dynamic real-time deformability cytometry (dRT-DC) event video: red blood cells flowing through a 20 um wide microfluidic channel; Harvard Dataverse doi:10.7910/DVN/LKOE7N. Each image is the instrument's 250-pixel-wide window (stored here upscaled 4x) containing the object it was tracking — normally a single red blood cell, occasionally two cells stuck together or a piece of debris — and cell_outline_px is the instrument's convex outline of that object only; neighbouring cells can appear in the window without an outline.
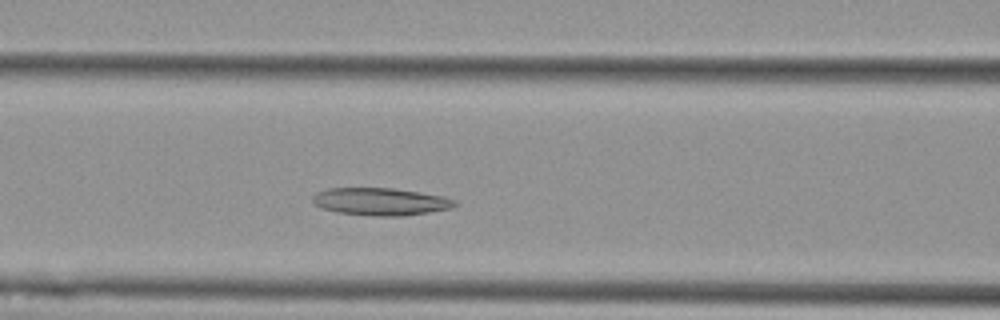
{"species": "Egyptian fruit bat (a non-hibernating species)", "species_latin": "Rousettus aegyptiacus", "temperature_condition": "cold", "stored_images_in_passage": 31, "camera_frame_rate_fps": 3000, "um_per_image_px": 0.085, "animal": {"sex": "female"}, "frame": {"image": 1, "passage_image": 7, "time_ms": 2.0, "image_size_px": [1000, 320], "cell_outline_px": [[460, 204], [452, 208], [404, 216], [372, 216], [336, 212], [320, 208], [312, 200], [312, 196], [316, 192], [328, 188], [392, 188], [420, 192], [444, 196], [456, 200]], "centroid_in_image_um": [32.36, 17.14], "position_along_channel_um": 134.2, "area_um2": 23.0}}
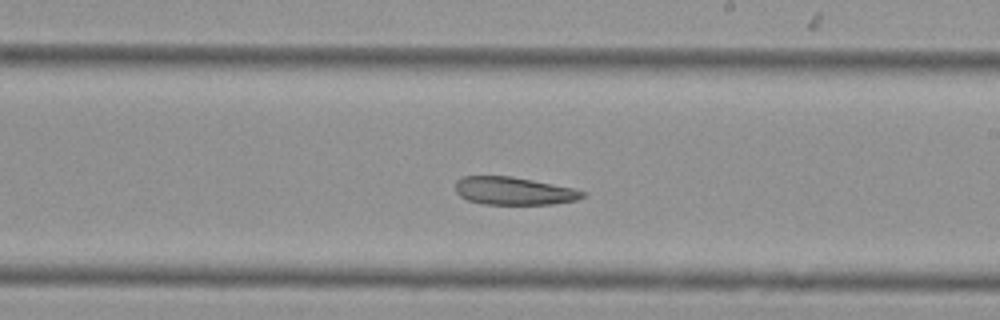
{"frame": {"image": 2, "passage_image": 16, "time_ms": 5.0, "image_size_px": [1000, 320], "cell_outline_px": [[584, 196], [576, 200], [552, 204], [484, 204], [468, 200], [460, 196], [456, 192], [456, 180], [464, 176], [512, 176], [576, 188], [584, 192]], "centroid_in_image_um": [43.68, 16.22], "position_along_channel_um": 245.3, "area_um2": 20.63}}
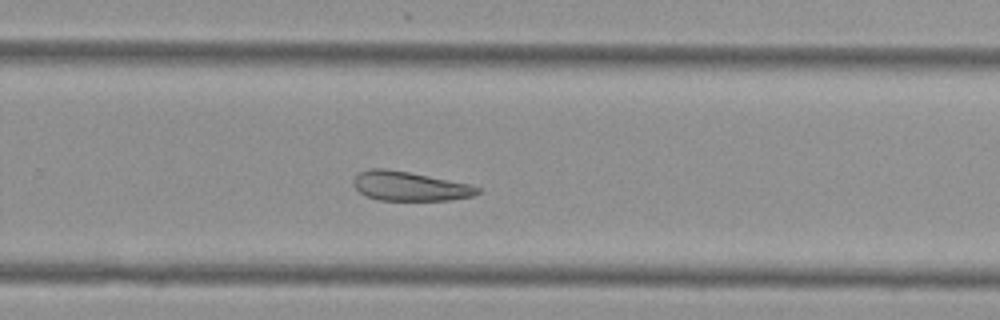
{"frame": {"image": 3, "passage_image": 20, "time_ms": 6.333, "image_size_px": [1000, 320], "cell_outline_px": [[480, 192], [472, 196], [448, 200], [380, 200], [368, 196], [360, 192], [352, 184], [352, 180], [360, 172], [368, 168], [384, 168], [408, 172], [472, 184], [480, 188]], "centroid_in_image_um": [34.82, 15.82], "position_along_channel_um": 295.0, "area_um2": 21.1}}